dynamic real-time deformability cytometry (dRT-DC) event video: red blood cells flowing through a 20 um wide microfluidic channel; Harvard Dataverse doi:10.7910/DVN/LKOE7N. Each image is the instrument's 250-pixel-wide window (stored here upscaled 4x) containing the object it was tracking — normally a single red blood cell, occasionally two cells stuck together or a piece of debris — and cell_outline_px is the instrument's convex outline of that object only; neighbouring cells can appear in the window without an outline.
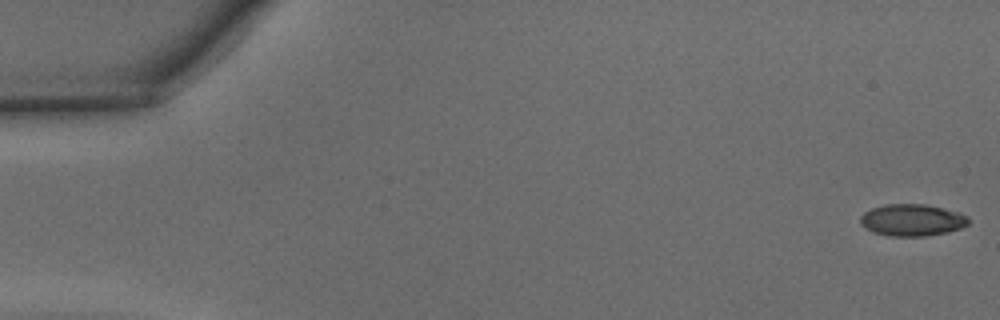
{"species": "common noctule bat (a hibernating species)", "species_latin": "Nyctalus noctula", "temperature_condition": "warm", "stored_images_in_passage": 42, "camera_frame_rate_fps": 3000, "um_per_image_px": 0.085, "animal": {"sex": "male", "body_mass_g": 15.6}, "frame": {"image": 1, "passage_image": 1, "time_ms": 0.0, "image_size_px": [1000, 320], "cell_outline_px": [[968, 224], [960, 228], [948, 232], [924, 236], [888, 236], [872, 232], [864, 228], [860, 224], [860, 216], [864, 212], [872, 208], [884, 204], [924, 204], [960, 212], [968, 216]], "centroid_in_image_um": [77.5, 18.71], "position_along_channel_um": 7.5, "area_um2": 20.23}}
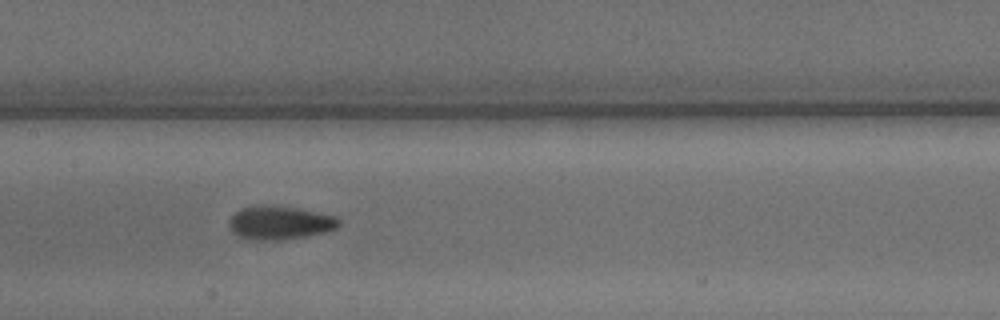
{"frame": {"image": 2, "passage_image": 23, "time_ms": 7.333, "image_size_px": [1000, 320], "cell_outline_px": [[340, 224], [336, 228], [324, 232], [304, 236], [276, 240], [248, 240], [236, 236], [232, 232], [228, 224], [232, 216], [240, 208], [296, 208], [336, 216], [340, 220]], "centroid_in_image_um": [23.78, 18.99], "position_along_channel_um": 183.6, "area_um2": 20.63}}
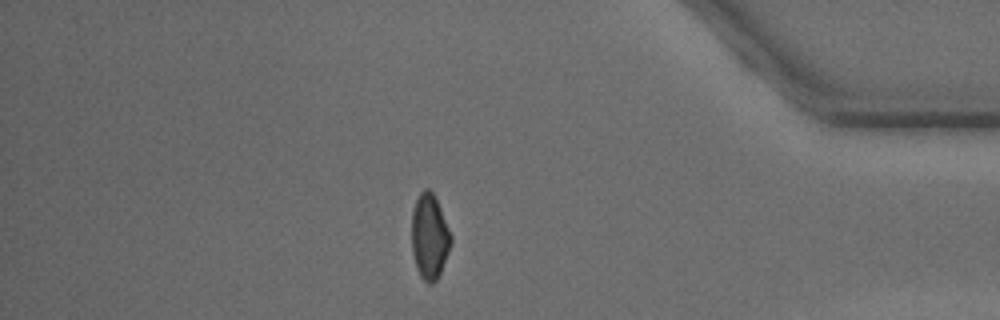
{"frame": {"image": 3, "passage_image": 40, "time_ms": 13.0, "image_size_px": [1000, 320], "cell_outline_px": [[452, 240], [448, 252], [440, 272], [436, 280], [432, 284], [428, 284], [420, 276], [416, 268], [412, 252], [412, 212], [416, 200], [420, 192], [424, 188], [428, 188], [432, 192], [440, 208], [452, 236]], "centroid_in_image_um": [36.49, 20.11], "position_along_channel_um": 398.7, "area_um2": 19.31}}